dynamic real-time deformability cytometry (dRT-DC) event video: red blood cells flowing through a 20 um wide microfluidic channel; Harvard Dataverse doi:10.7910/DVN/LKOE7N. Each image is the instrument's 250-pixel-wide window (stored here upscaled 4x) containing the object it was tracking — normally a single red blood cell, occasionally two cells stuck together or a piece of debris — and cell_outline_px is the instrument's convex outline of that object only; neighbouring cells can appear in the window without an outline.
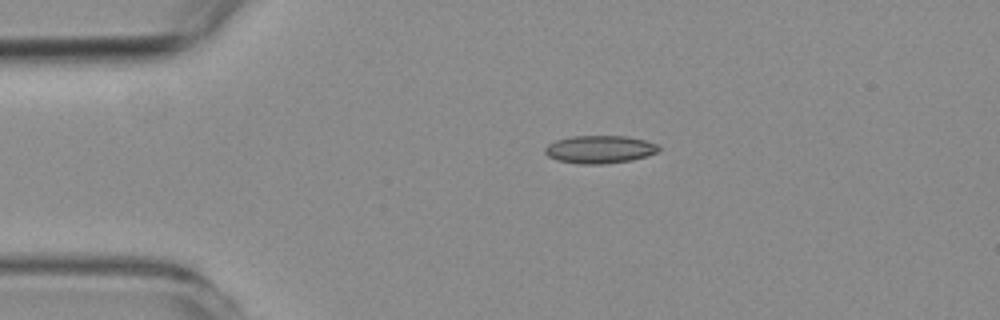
{"species": "common noctule bat (a hibernating species)", "species_latin": "Nyctalus noctula", "temperature_condition": "room temperature", "stored_images_in_passage": 40, "camera_frame_rate_fps": 3000, "um_per_image_px": 0.085, "animal": {"sex": "female", "body_mass_g": 19.3, "forearm_length_mm": 54.1}, "frame": {"image": 1, "passage_image": 1, "time_ms": 0.0, "image_size_px": [1000, 320], "cell_outline_px": [[660, 148], [656, 152], [632, 160], [604, 164], [580, 164], [556, 160], [548, 156], [544, 152], [544, 148], [548, 144], [556, 140], [572, 136], [628, 136], [644, 140], [656, 144]], "centroid_in_image_um": [50.93, 12.7], "position_along_channel_um": 34.1, "area_um2": 18.38}}
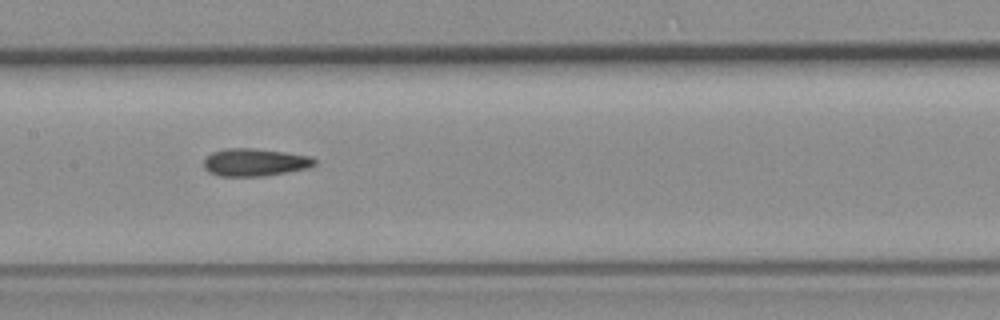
{"frame": {"image": 2, "passage_image": 17, "time_ms": 5.333, "image_size_px": [1000, 320], "cell_outline_px": [[316, 164], [308, 168], [264, 176], [220, 176], [208, 172], [204, 168], [204, 160], [212, 152], [224, 148], [252, 148], [284, 152], [312, 156], [316, 160]], "centroid_in_image_um": [21.66, 13.79], "position_along_channel_um": 185.7, "area_um2": 17.86}}
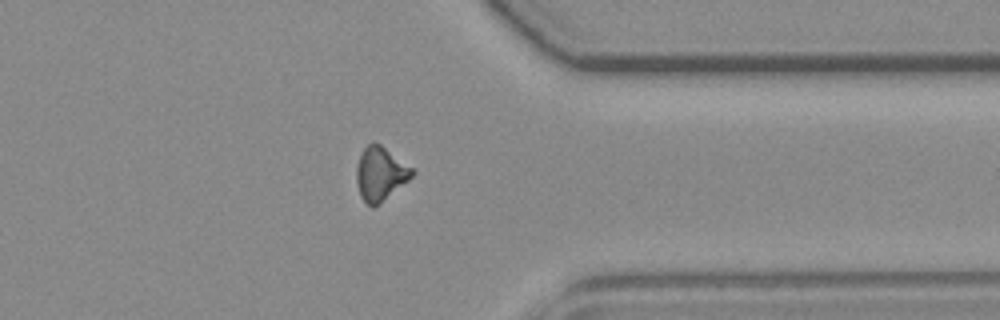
{"frame": {"image": 3, "passage_image": 34, "time_ms": 11.0, "image_size_px": [1000, 320], "cell_outline_px": [[416, 172], [408, 180], [372, 208], [360, 196], [356, 180], [356, 168], [360, 156], [364, 148], [372, 140], [380, 144], [412, 168]], "centroid_in_image_um": [32.3, 14.74], "position_along_channel_um": 379.1, "area_um2": 16.99}, "authors_computed_cell_mechanics": {"area_um2": 17.5423, "velocity_mm_per_s": 3.5763, "shape_relaxation_time_tau1_ms": null, "shape_relaxation_time_tau2_ms": 4.4622, "deformation_change_tau1": null, "deformation_change_tau2": 0.1145}}